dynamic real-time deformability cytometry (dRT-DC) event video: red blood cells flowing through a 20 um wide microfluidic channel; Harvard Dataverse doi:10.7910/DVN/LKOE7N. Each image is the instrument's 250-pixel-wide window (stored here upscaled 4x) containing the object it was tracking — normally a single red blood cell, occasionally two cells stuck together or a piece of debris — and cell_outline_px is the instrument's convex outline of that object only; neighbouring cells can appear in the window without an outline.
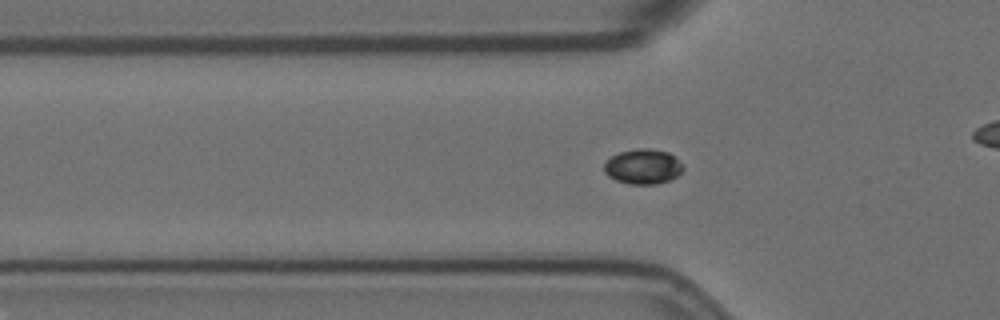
{"species": "Egyptian fruit bat (a non-hibernating species)", "species_latin": "Rousettus aegyptiacus", "temperature_condition": "room temperature", "stored_images_in_passage": 53, "camera_frame_rate_fps": 3000, "um_per_image_px": 0.085, "animal": {"sex": "female"}, "frame": {"image": 1, "passage_image": 13, "time_ms": 4.0, "image_size_px": [1000, 320], "cell_outline_px": [[684, 168], [676, 176], [668, 180], [656, 184], [628, 184], [616, 180], [608, 176], [604, 172], [604, 164], [612, 156], [620, 152], [636, 148], [652, 148], [668, 152], [676, 156]], "centroid_in_image_um": [54.65, 14.15], "position_along_channel_um": 71.1, "area_um2": 16.13}}
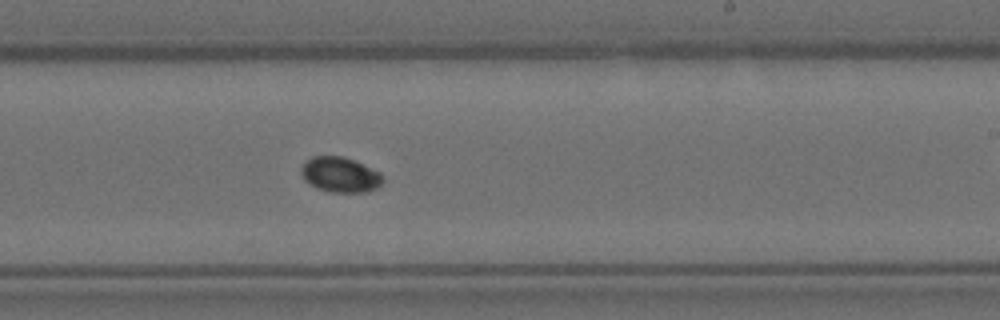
{"frame": {"image": 2, "passage_image": 29, "time_ms": 9.333, "image_size_px": [1000, 320], "cell_outline_px": [[384, 180], [376, 188], [364, 192], [328, 192], [316, 188], [308, 184], [304, 180], [300, 172], [300, 168], [312, 156], [344, 156], [380, 172], [384, 176]], "centroid_in_image_um": [28.89, 14.85], "position_along_channel_um": 260.1, "area_um2": 16.82}}
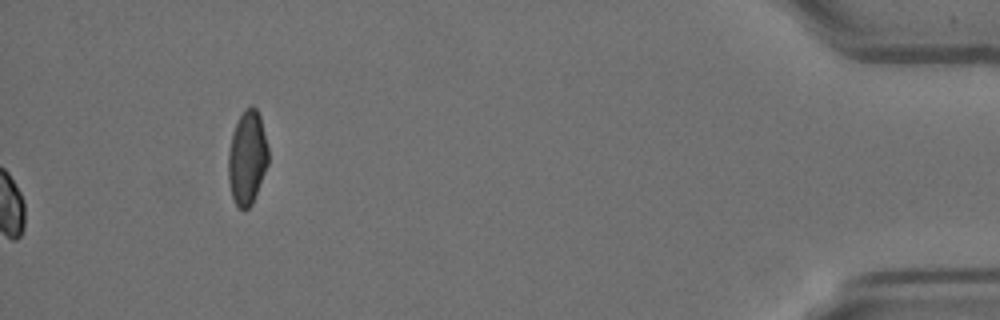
{"frame": {"image": 3, "passage_image": 53, "time_ms": 17.333, "image_size_px": [1000, 320], "cell_outline_px": [[268, 164], [252, 204], [244, 212], [236, 204], [232, 196], [228, 180], [228, 152], [232, 136], [236, 124], [244, 108], [252, 104], [256, 108], [260, 116], [268, 148]], "centroid_in_image_um": [21.01, 13.41], "position_along_channel_um": 414.2, "area_um2": 21.85}}